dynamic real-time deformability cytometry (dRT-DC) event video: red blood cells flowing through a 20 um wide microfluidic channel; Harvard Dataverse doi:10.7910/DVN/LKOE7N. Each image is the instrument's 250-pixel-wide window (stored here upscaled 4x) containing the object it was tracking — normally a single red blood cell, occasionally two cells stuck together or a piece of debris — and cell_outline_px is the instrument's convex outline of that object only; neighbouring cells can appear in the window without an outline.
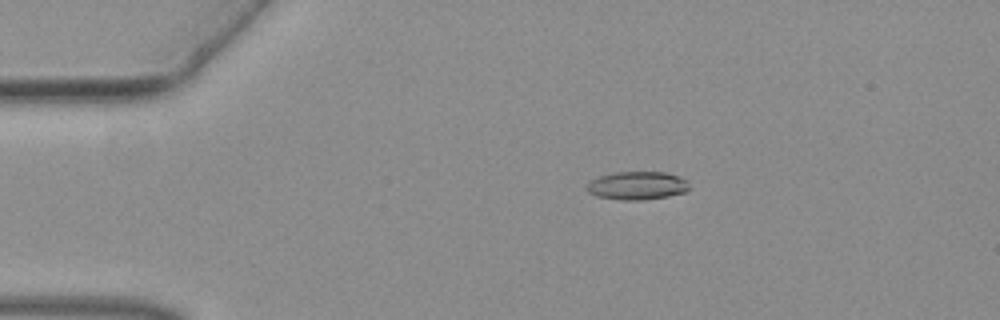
{"species": "common noctule bat (a hibernating species)", "species_latin": "Nyctalus noctula", "temperature_condition": "warm", "stored_images_in_passage": 51, "camera_frame_rate_fps": 3000, "um_per_image_px": 0.085, "animal": {"sex": "female", "body_mass_g": 19.3, "forearm_length_mm": 54.1}, "frame": {"image": 1, "passage_image": 10, "time_ms": 3.0, "image_size_px": [1000, 320], "cell_outline_px": [[688, 188], [684, 192], [668, 196], [640, 200], [620, 200], [596, 196], [588, 192], [584, 188], [588, 180], [600, 176], [616, 172], [664, 172], [680, 176], [688, 180]], "centroid_in_image_um": [54.11, 15.77], "position_along_channel_um": 30.9, "area_um2": 16.99}}
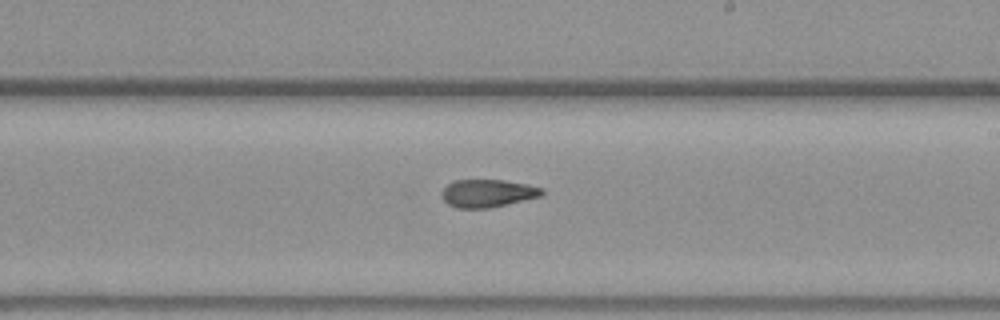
{"frame": {"image": 2, "passage_image": 30, "time_ms": 9.667, "image_size_px": [1000, 320], "cell_outline_px": [[544, 192], [540, 196], [488, 208], [456, 208], [448, 204], [440, 196], [440, 192], [452, 180], [504, 180], [528, 184], [544, 188]], "centroid_in_image_um": [41.41, 16.42], "position_along_channel_um": 247.6, "area_um2": 16.24}}
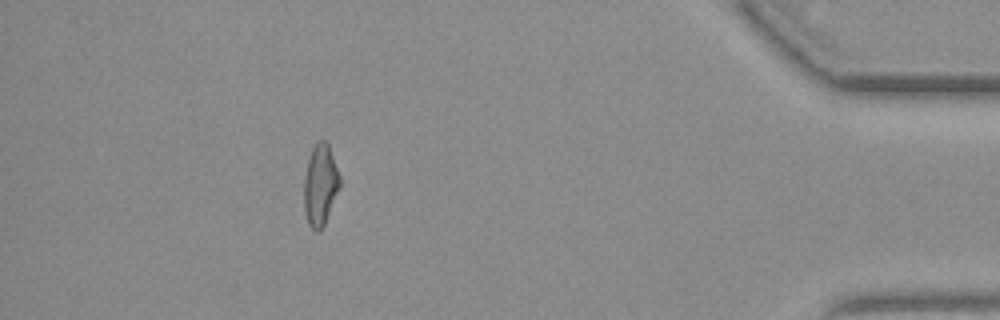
{"frame": {"image": 3, "passage_image": 46, "time_ms": 15.0, "image_size_px": [1000, 320], "cell_outline_px": [[340, 188], [324, 224], [320, 232], [316, 232], [308, 224], [304, 212], [304, 180], [308, 160], [312, 148], [320, 140], [324, 140], [328, 144], [340, 176]], "centroid_in_image_um": [27.22, 15.76], "position_along_channel_um": 408.0, "area_um2": 16.88}}